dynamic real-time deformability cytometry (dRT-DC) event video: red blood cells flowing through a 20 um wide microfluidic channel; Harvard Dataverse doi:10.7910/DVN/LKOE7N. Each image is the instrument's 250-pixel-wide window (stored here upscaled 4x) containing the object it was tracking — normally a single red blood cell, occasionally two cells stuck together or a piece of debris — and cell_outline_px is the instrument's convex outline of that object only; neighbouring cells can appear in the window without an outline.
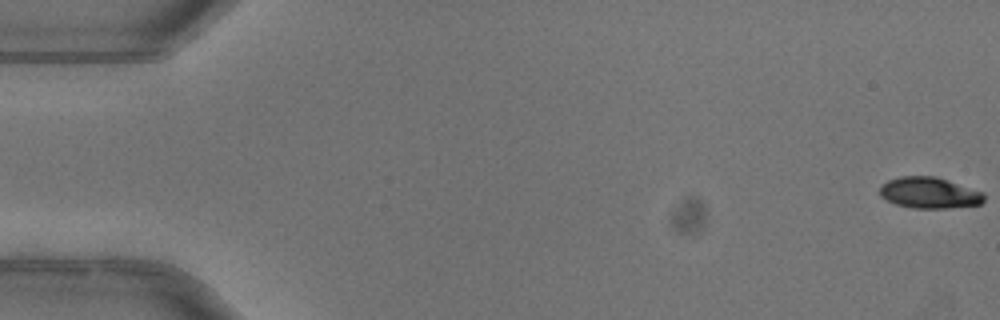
{"species": "common noctule bat (a hibernating species)", "species_latin": "Nyctalus noctula", "temperature_condition": "warm", "stored_images_in_passage": 52, "camera_frame_rate_fps": 3000, "um_per_image_px": 0.085, "animal": {"sex": "female"}, "frame": {"image": 1, "passage_image": 1, "time_ms": 0.0, "image_size_px": [1000, 320], "cell_outline_px": [[984, 200], [980, 204], [944, 208], [912, 208], [896, 204], [880, 196], [880, 184], [888, 180], [900, 176], [936, 176], [984, 192]], "centroid_in_image_um": [78.97, 16.38], "position_along_channel_um": 6.0, "area_um2": 18.9}}
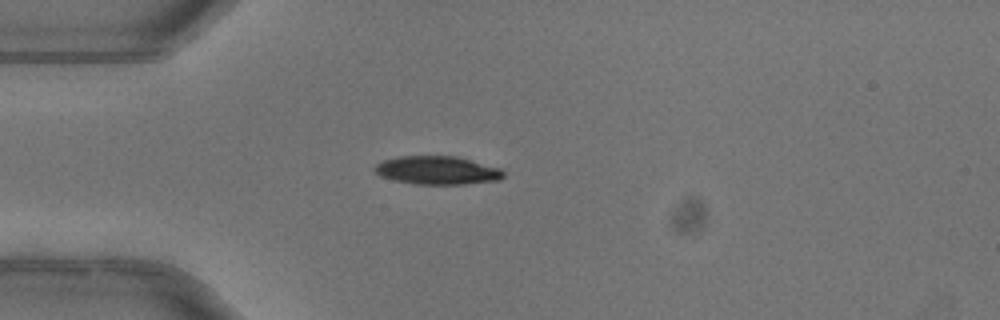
{"frame": {"image": 2, "passage_image": 15, "time_ms": 4.667, "image_size_px": [1000, 320], "cell_outline_px": [[504, 176], [500, 180], [464, 184], [416, 184], [396, 180], [380, 176], [372, 168], [376, 164], [384, 160], [400, 156], [456, 156], [500, 168], [504, 172]], "centroid_in_image_um": [37.17, 14.47], "position_along_channel_um": 47.8, "area_um2": 21.15}, "authors_computed_cell_mechanics": {"area_um2": 21.5305, "velocity_mm_per_s": 4.0342, "shape_relaxation_time_tau1_ms": 2.7593, "shape_relaxation_time_tau2_ms": null, "deformation_change_tau1": 0.1743, "deformation_change_tau2": null}}